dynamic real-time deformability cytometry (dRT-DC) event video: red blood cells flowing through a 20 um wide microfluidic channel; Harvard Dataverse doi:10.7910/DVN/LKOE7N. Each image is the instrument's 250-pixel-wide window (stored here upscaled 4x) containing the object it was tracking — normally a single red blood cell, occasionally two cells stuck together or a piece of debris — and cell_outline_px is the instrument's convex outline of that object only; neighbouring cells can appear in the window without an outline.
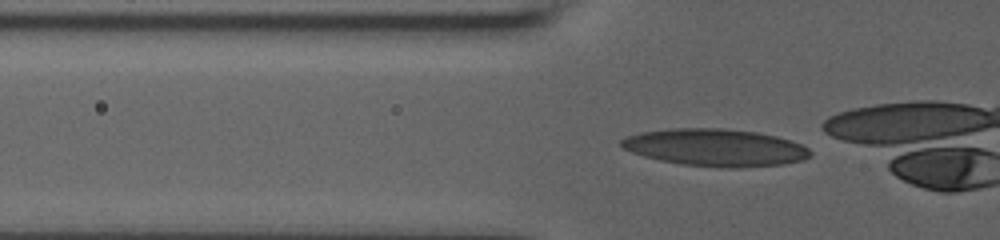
{"species": "human", "species_latin": "Homo sapiens", "temperature_condition": "room temperature", "stored_images_in_passage": 31, "camera_frame_rate_fps": 3000, "um_per_image_px": 0.085, "donor": {"sex": "male"}, "frame": {"image": 1, "passage_image": 5, "time_ms": 1.333, "image_size_px": [1000, 240], "cell_outline_px": [[812, 156], [804, 160], [784, 164], [740, 168], [724, 168], [680, 164], [660, 160], [644, 156], [632, 152], [624, 148], [620, 144], [620, 140], [628, 136], [640, 132], [672, 128], [720, 128], [756, 132], [776, 136], [792, 140], [808, 148], [812, 152]], "centroid_in_image_um": [60.84, 12.55], "position_along_channel_um": 65.0, "area_um2": 41.27}}
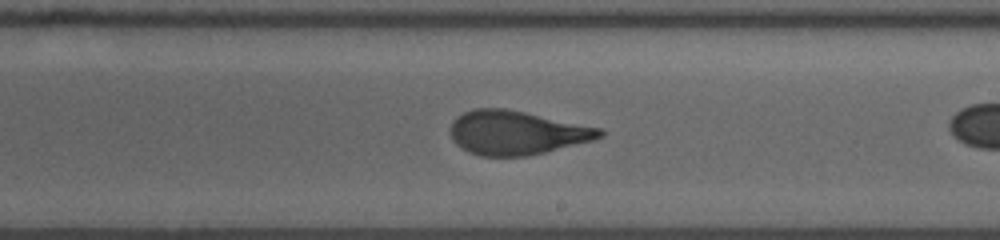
{"frame": {"image": 2, "passage_image": 20, "time_ms": 6.333, "image_size_px": [1000, 240], "cell_outline_px": [[604, 136], [592, 140], [528, 156], [480, 156], [468, 152], [456, 144], [452, 140], [448, 132], [452, 120], [456, 116], [464, 112], [476, 108], [504, 108], [604, 128]], "centroid_in_image_um": [43.87, 11.27], "position_along_channel_um": 245.1, "area_um2": 38.44}}
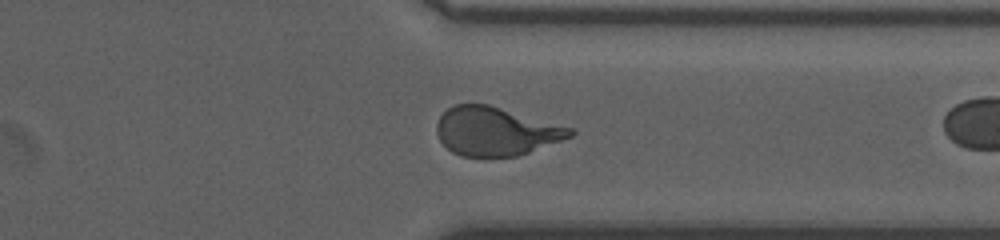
{"frame": {"image": 3, "passage_image": 30, "time_ms": 9.667, "image_size_px": [1000, 240], "cell_outline_px": [[576, 132], [572, 136], [528, 152], [516, 156], [460, 156], [452, 152], [440, 140], [436, 132], [436, 124], [440, 116], [448, 108], [456, 104], [488, 104], [572, 128]], "centroid_in_image_um": [42.11, 11.15], "position_along_channel_um": 369.3, "area_um2": 37.34}}